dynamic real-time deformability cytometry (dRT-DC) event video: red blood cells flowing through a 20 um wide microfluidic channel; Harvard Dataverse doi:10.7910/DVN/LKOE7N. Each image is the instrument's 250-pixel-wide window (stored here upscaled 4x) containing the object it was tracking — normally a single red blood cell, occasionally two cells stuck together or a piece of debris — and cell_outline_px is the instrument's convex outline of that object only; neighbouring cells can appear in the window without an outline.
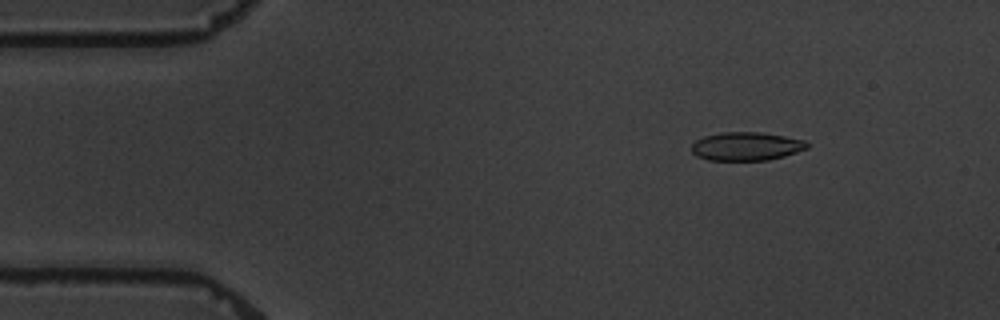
{"species": "common noctule bat (a hibernating species)", "species_latin": "Nyctalus noctula", "temperature_condition": "warm", "stored_images_in_passage": 5, "camera_frame_rate_fps": 3000, "um_per_image_px": 0.085, "animal": {"sex": "male", "body_mass_g": 19.5, "forearm_length_mm": 54.6}, "frame": {"image": 1, "passage_image": 2, "time_ms": 1.333, "image_size_px": [1000, 320], "cell_outline_px": [[808, 148], [784, 156], [768, 160], [708, 160], [696, 156], [692, 152], [692, 144], [696, 140], [704, 136], [720, 132], [760, 132], [784, 136], [804, 140], [808, 144]], "centroid_in_image_um": [63.41, 12.43], "position_along_channel_um": 21.6, "area_um2": 19.13}}